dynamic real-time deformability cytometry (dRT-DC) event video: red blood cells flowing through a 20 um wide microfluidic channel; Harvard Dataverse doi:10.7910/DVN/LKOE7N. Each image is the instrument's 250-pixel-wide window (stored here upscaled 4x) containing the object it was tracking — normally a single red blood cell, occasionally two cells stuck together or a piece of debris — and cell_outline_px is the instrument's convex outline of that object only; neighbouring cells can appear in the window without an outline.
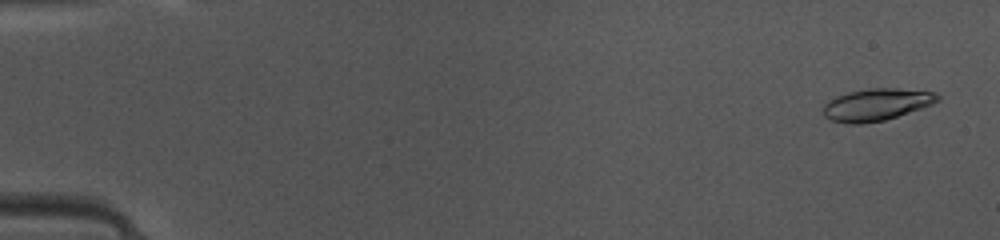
{"species": "common noctule bat (a hibernating species)", "species_latin": "Nyctalus noctula", "temperature_condition": "warm", "stored_images_in_passage": 48, "camera_frame_rate_fps": 3000, "um_per_image_px": 0.085, "animal": {"sex": "female", "body_mass_g": 10.0, "forearm_length_mm": 53.1}, "frame": {"image": 1, "passage_image": 2, "time_ms": 0.333, "image_size_px": [1000, 240], "cell_outline_px": [[940, 100], [932, 104], [884, 120], [860, 124], [848, 124], [832, 120], [824, 116], [820, 112], [824, 104], [828, 100], [836, 96], [848, 92], [872, 88], [896, 88], [936, 92], [940, 96]], "centroid_in_image_um": [74.46, 8.89], "position_along_channel_um": 10.5, "area_um2": 21.39}}
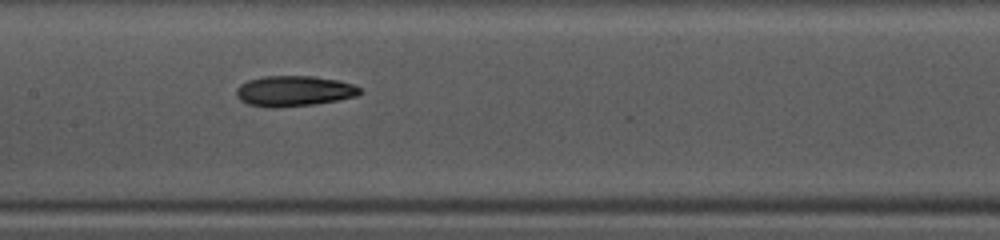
{"frame": {"image": 2, "passage_image": 24, "time_ms": 7.667, "image_size_px": [1000, 240], "cell_outline_px": [[360, 92], [356, 96], [316, 104], [272, 108], [268, 108], [248, 104], [240, 100], [236, 96], [236, 88], [240, 84], [248, 80], [264, 76], [312, 76], [336, 80], [352, 84], [360, 88]], "centroid_in_image_um": [24.93, 7.74], "position_along_channel_um": 182.5, "area_um2": 21.91}}
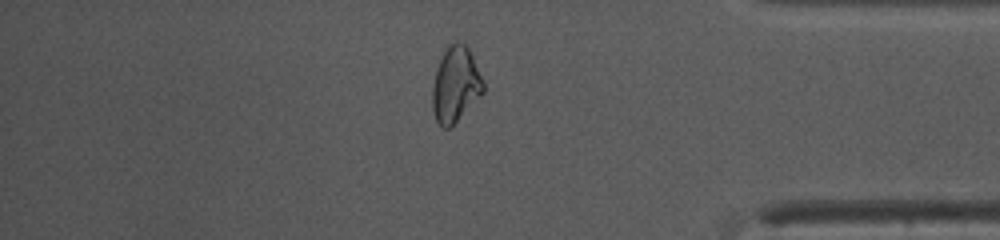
{"frame": {"image": 3, "passage_image": 41, "time_ms": 13.333, "image_size_px": [1000, 240], "cell_outline_px": [[484, 92], [448, 128], [444, 128], [436, 120], [432, 108], [432, 84], [440, 60], [448, 44], [456, 40], [464, 44], [468, 48], [484, 80]], "centroid_in_image_um": [38.72, 7.15], "position_along_channel_um": 396.5, "area_um2": 22.02}, "authors_computed_cell_mechanics": {"area_um2": 21.4149, "velocity_mm_per_s": 4.1628, "shape_relaxation_time_tau1_ms": 8.5539, "shape_relaxation_time_tau2_ms": 3.5114, "deformation_change_tau1": 0.2081, "deformation_change_tau2": 0.1137}}